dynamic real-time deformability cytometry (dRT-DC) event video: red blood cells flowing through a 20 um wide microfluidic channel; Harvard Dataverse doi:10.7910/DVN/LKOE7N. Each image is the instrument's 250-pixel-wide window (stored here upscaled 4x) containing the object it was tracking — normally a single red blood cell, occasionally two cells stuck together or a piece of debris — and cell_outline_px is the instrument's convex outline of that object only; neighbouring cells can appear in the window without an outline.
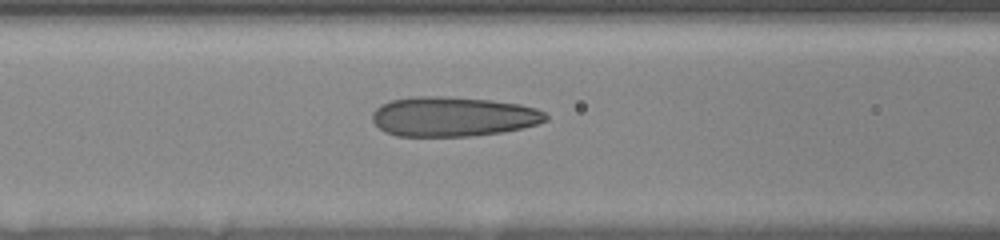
{"species": "human", "species_latin": "Homo sapiens", "temperature_condition": "room temperature", "stored_images_in_passage": 20, "camera_frame_rate_fps": 3000, "um_per_image_px": 0.085, "donor": {"sex": "female"}, "frame": {"image": 1, "passage_image": 15, "time_ms": 4.667, "image_size_px": [1000, 240], "cell_outline_px": [[548, 120], [536, 124], [520, 128], [500, 132], [472, 136], [396, 136], [384, 132], [372, 120], [372, 112], [380, 104], [392, 100], [416, 96], [444, 96], [492, 100], [520, 104], [536, 108], [544, 112], [548, 116]], "centroid_in_image_um": [38.49, 9.9], "position_along_channel_um": 128.1, "area_um2": 40.23}}